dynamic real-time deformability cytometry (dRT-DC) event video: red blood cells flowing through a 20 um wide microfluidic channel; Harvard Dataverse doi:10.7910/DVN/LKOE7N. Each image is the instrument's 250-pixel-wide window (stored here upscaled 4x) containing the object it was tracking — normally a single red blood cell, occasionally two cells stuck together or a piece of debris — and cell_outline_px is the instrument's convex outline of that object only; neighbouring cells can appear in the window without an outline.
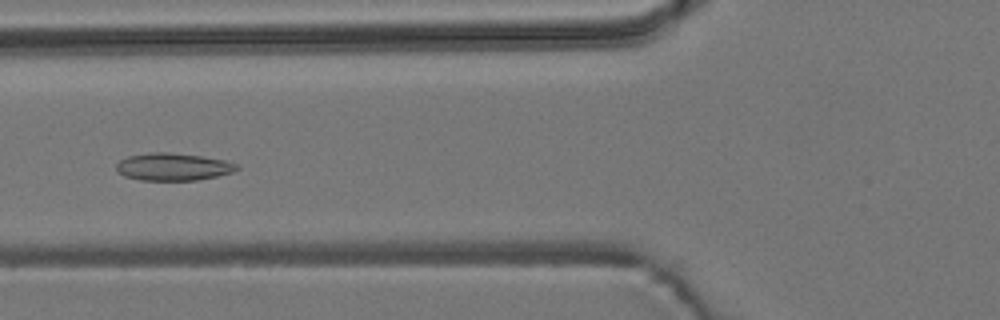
{"species": "common noctule bat (a hibernating species)", "species_latin": "Nyctalus noctula", "temperature_condition": "room temperature", "stored_images_in_passage": 4, "camera_frame_rate_fps": 3000, "um_per_image_px": 0.085, "animal": {"sex": "male", "body_mass_g": 19.2, "forearm_length_mm": 51.8}, "frame": {"image": 1, "passage_image": 4, "time_ms": 4.333, "image_size_px": [1000, 320], "cell_outline_px": [[240, 168], [232, 172], [216, 176], [196, 180], [140, 180], [124, 176], [116, 172], [116, 164], [120, 160], [128, 156], [148, 152], [168, 152], [200, 156], [224, 160], [240, 164]], "centroid_in_image_um": [14.69, 14.17], "position_along_channel_um": 111.1, "area_um2": 19.36}}